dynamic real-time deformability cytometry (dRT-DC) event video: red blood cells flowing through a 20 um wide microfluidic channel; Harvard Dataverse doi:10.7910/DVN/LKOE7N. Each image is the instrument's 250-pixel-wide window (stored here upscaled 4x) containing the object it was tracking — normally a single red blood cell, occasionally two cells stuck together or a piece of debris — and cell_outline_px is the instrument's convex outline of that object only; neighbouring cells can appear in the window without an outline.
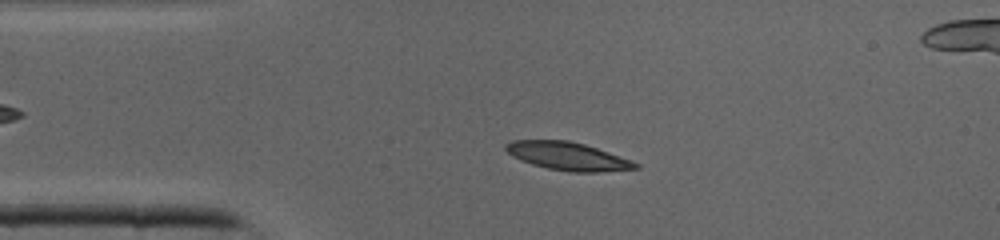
{"species": "common noctule bat (a hibernating species)", "species_latin": "Nyctalus noctula", "temperature_condition": "cold", "stored_images_in_passage": 41, "camera_frame_rate_fps": 3000, "um_per_image_px": 0.085, "animal": {"sex": "male", "body_mass_g": 19.0, "forearm_length_mm": 50.8}, "frame": {"image": 1, "passage_image": 8, "time_ms": 2.333, "image_size_px": [1000, 240], "cell_outline_px": [[640, 168], [596, 172], [568, 172], [548, 168], [532, 164], [520, 160], [512, 156], [504, 148], [504, 144], [512, 140], [568, 140], [584, 144], [632, 160], [640, 164]], "centroid_in_image_um": [48.24, 13.27], "position_along_channel_um": 36.8, "area_um2": 21.21}}
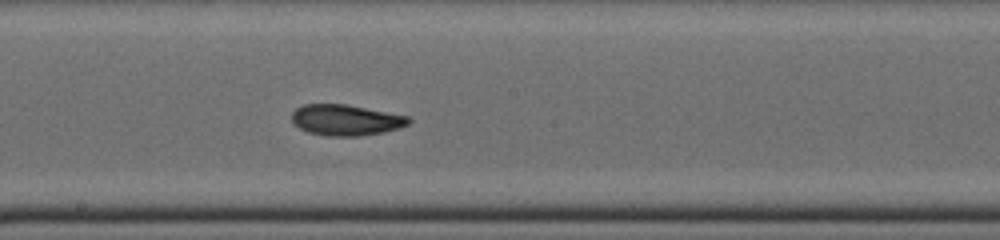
{"frame": {"image": 2, "passage_image": 21, "time_ms": 6.667, "image_size_px": [1000, 240], "cell_outline_px": [[412, 120], [408, 124], [400, 128], [384, 132], [360, 136], [328, 136], [308, 132], [292, 124], [292, 112], [296, 108], [304, 104], [348, 104], [408, 116]], "centroid_in_image_um": [29.39, 10.2], "position_along_channel_um": 218.8, "area_um2": 21.21}}
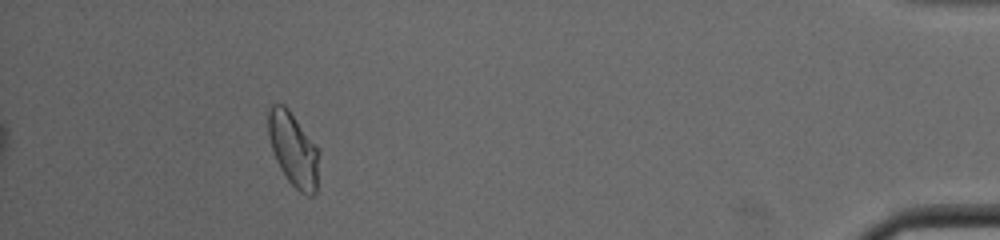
{"frame": {"image": 3, "passage_image": 37, "time_ms": 12.0, "image_size_px": [1000, 240], "cell_outline_px": [[320, 152], [316, 196], [308, 196], [300, 192], [288, 180], [280, 168], [276, 160], [268, 136], [268, 108], [272, 104], [284, 104], [288, 108]], "centroid_in_image_um": [24.95, 12.72], "position_along_channel_um": 410.3, "area_um2": 21.85}}